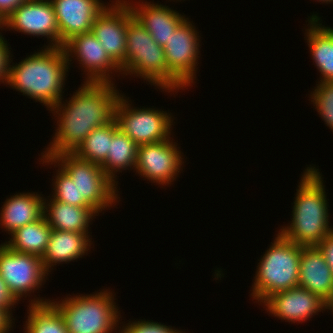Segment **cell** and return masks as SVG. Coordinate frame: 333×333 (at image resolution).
I'll list each match as a JSON object with an SVG mask.
<instances>
[{
  "instance_id": "obj_1",
  "label": "cell",
  "mask_w": 333,
  "mask_h": 333,
  "mask_svg": "<svg viewBox=\"0 0 333 333\" xmlns=\"http://www.w3.org/2000/svg\"><path fill=\"white\" fill-rule=\"evenodd\" d=\"M113 82H85L69 101L62 99L52 108L58 118L53 140L43 154L52 158L73 153L95 129L115 119V107L121 96Z\"/></svg>"
},
{
  "instance_id": "obj_2",
  "label": "cell",
  "mask_w": 333,
  "mask_h": 333,
  "mask_svg": "<svg viewBox=\"0 0 333 333\" xmlns=\"http://www.w3.org/2000/svg\"><path fill=\"white\" fill-rule=\"evenodd\" d=\"M39 51L9 65L7 84L50 110L63 99L69 65L62 47L46 46Z\"/></svg>"
},
{
  "instance_id": "obj_3",
  "label": "cell",
  "mask_w": 333,
  "mask_h": 333,
  "mask_svg": "<svg viewBox=\"0 0 333 333\" xmlns=\"http://www.w3.org/2000/svg\"><path fill=\"white\" fill-rule=\"evenodd\" d=\"M318 170L311 165L305 169L296 190L291 224L279 231L300 246H317L333 231L328 221L325 186Z\"/></svg>"
},
{
  "instance_id": "obj_4",
  "label": "cell",
  "mask_w": 333,
  "mask_h": 333,
  "mask_svg": "<svg viewBox=\"0 0 333 333\" xmlns=\"http://www.w3.org/2000/svg\"><path fill=\"white\" fill-rule=\"evenodd\" d=\"M122 74L141 76L165 92L186 88L168 70L163 47L133 15L128 18L126 28V59Z\"/></svg>"
},
{
  "instance_id": "obj_5",
  "label": "cell",
  "mask_w": 333,
  "mask_h": 333,
  "mask_svg": "<svg viewBox=\"0 0 333 333\" xmlns=\"http://www.w3.org/2000/svg\"><path fill=\"white\" fill-rule=\"evenodd\" d=\"M276 236L258 263L252 285L253 300L260 304L274 293L298 286L301 246L280 232Z\"/></svg>"
},
{
  "instance_id": "obj_6",
  "label": "cell",
  "mask_w": 333,
  "mask_h": 333,
  "mask_svg": "<svg viewBox=\"0 0 333 333\" xmlns=\"http://www.w3.org/2000/svg\"><path fill=\"white\" fill-rule=\"evenodd\" d=\"M108 291L52 302L63 316L68 333H112L117 329L121 316L113 293Z\"/></svg>"
},
{
  "instance_id": "obj_7",
  "label": "cell",
  "mask_w": 333,
  "mask_h": 333,
  "mask_svg": "<svg viewBox=\"0 0 333 333\" xmlns=\"http://www.w3.org/2000/svg\"><path fill=\"white\" fill-rule=\"evenodd\" d=\"M40 160L60 167L70 176L78 189V207H92L98 214L118 202V190L98 164L78 158L73 153H61ZM117 192V193H116Z\"/></svg>"
},
{
  "instance_id": "obj_8",
  "label": "cell",
  "mask_w": 333,
  "mask_h": 333,
  "mask_svg": "<svg viewBox=\"0 0 333 333\" xmlns=\"http://www.w3.org/2000/svg\"><path fill=\"white\" fill-rule=\"evenodd\" d=\"M127 100L121 95L115 107V120L123 133L137 145L161 142L170 138L173 125L171 114L155 108L133 109Z\"/></svg>"
},
{
  "instance_id": "obj_9",
  "label": "cell",
  "mask_w": 333,
  "mask_h": 333,
  "mask_svg": "<svg viewBox=\"0 0 333 333\" xmlns=\"http://www.w3.org/2000/svg\"><path fill=\"white\" fill-rule=\"evenodd\" d=\"M48 274L41 257L0 244V275L18 300L39 289Z\"/></svg>"
},
{
  "instance_id": "obj_10",
  "label": "cell",
  "mask_w": 333,
  "mask_h": 333,
  "mask_svg": "<svg viewBox=\"0 0 333 333\" xmlns=\"http://www.w3.org/2000/svg\"><path fill=\"white\" fill-rule=\"evenodd\" d=\"M170 138L137 146L135 171L152 183L169 185L182 169L183 155Z\"/></svg>"
},
{
  "instance_id": "obj_11",
  "label": "cell",
  "mask_w": 333,
  "mask_h": 333,
  "mask_svg": "<svg viewBox=\"0 0 333 333\" xmlns=\"http://www.w3.org/2000/svg\"><path fill=\"white\" fill-rule=\"evenodd\" d=\"M192 24L186 18L163 46L168 70L185 87L190 86L196 79V67L200 55L199 32Z\"/></svg>"
},
{
  "instance_id": "obj_12",
  "label": "cell",
  "mask_w": 333,
  "mask_h": 333,
  "mask_svg": "<svg viewBox=\"0 0 333 333\" xmlns=\"http://www.w3.org/2000/svg\"><path fill=\"white\" fill-rule=\"evenodd\" d=\"M62 48L68 65L72 61L71 57L76 56L81 68L85 69V82H112V75H109L113 74L112 71L122 73L91 31L71 37Z\"/></svg>"
},
{
  "instance_id": "obj_13",
  "label": "cell",
  "mask_w": 333,
  "mask_h": 333,
  "mask_svg": "<svg viewBox=\"0 0 333 333\" xmlns=\"http://www.w3.org/2000/svg\"><path fill=\"white\" fill-rule=\"evenodd\" d=\"M108 6L96 17L91 32L123 71L126 59V28L132 11L125 0H116L110 4L111 7Z\"/></svg>"
},
{
  "instance_id": "obj_14",
  "label": "cell",
  "mask_w": 333,
  "mask_h": 333,
  "mask_svg": "<svg viewBox=\"0 0 333 333\" xmlns=\"http://www.w3.org/2000/svg\"><path fill=\"white\" fill-rule=\"evenodd\" d=\"M4 26L31 36H46L48 47H59V30L50 0H26L5 20Z\"/></svg>"
},
{
  "instance_id": "obj_15",
  "label": "cell",
  "mask_w": 333,
  "mask_h": 333,
  "mask_svg": "<svg viewBox=\"0 0 333 333\" xmlns=\"http://www.w3.org/2000/svg\"><path fill=\"white\" fill-rule=\"evenodd\" d=\"M263 303L267 312L289 323L306 321L327 309L325 300L300 286L274 293Z\"/></svg>"
},
{
  "instance_id": "obj_16",
  "label": "cell",
  "mask_w": 333,
  "mask_h": 333,
  "mask_svg": "<svg viewBox=\"0 0 333 333\" xmlns=\"http://www.w3.org/2000/svg\"><path fill=\"white\" fill-rule=\"evenodd\" d=\"M59 30V47L77 34L90 32L106 5L100 0H50Z\"/></svg>"
},
{
  "instance_id": "obj_17",
  "label": "cell",
  "mask_w": 333,
  "mask_h": 333,
  "mask_svg": "<svg viewBox=\"0 0 333 333\" xmlns=\"http://www.w3.org/2000/svg\"><path fill=\"white\" fill-rule=\"evenodd\" d=\"M298 286L327 303L333 296V273L318 246H301Z\"/></svg>"
},
{
  "instance_id": "obj_18",
  "label": "cell",
  "mask_w": 333,
  "mask_h": 333,
  "mask_svg": "<svg viewBox=\"0 0 333 333\" xmlns=\"http://www.w3.org/2000/svg\"><path fill=\"white\" fill-rule=\"evenodd\" d=\"M125 2L131 9L132 15L162 47L165 46L176 28L186 19L185 15L179 14L166 5L151 4L147 1L145 3L138 2V5L127 0Z\"/></svg>"
},
{
  "instance_id": "obj_19",
  "label": "cell",
  "mask_w": 333,
  "mask_h": 333,
  "mask_svg": "<svg viewBox=\"0 0 333 333\" xmlns=\"http://www.w3.org/2000/svg\"><path fill=\"white\" fill-rule=\"evenodd\" d=\"M89 237L85 233L52 230L47 249L41 258L45 270L51 272L57 263L74 261L87 254L92 244Z\"/></svg>"
},
{
  "instance_id": "obj_20",
  "label": "cell",
  "mask_w": 333,
  "mask_h": 333,
  "mask_svg": "<svg viewBox=\"0 0 333 333\" xmlns=\"http://www.w3.org/2000/svg\"><path fill=\"white\" fill-rule=\"evenodd\" d=\"M44 215L41 194L17 193L6 199L0 213V225L12 234L16 229L39 220Z\"/></svg>"
},
{
  "instance_id": "obj_21",
  "label": "cell",
  "mask_w": 333,
  "mask_h": 333,
  "mask_svg": "<svg viewBox=\"0 0 333 333\" xmlns=\"http://www.w3.org/2000/svg\"><path fill=\"white\" fill-rule=\"evenodd\" d=\"M44 199V217L52 230L89 234L88 227L93 217L98 216L92 207H77L53 198Z\"/></svg>"
},
{
  "instance_id": "obj_22",
  "label": "cell",
  "mask_w": 333,
  "mask_h": 333,
  "mask_svg": "<svg viewBox=\"0 0 333 333\" xmlns=\"http://www.w3.org/2000/svg\"><path fill=\"white\" fill-rule=\"evenodd\" d=\"M317 14L308 19L310 26L306 29V39L312 59L319 72L321 82L333 81V28L322 26Z\"/></svg>"
},
{
  "instance_id": "obj_23",
  "label": "cell",
  "mask_w": 333,
  "mask_h": 333,
  "mask_svg": "<svg viewBox=\"0 0 333 333\" xmlns=\"http://www.w3.org/2000/svg\"><path fill=\"white\" fill-rule=\"evenodd\" d=\"M52 229L44 215L37 221L16 229L10 241L4 244L15 252L37 255L42 258L50 239Z\"/></svg>"
},
{
  "instance_id": "obj_24",
  "label": "cell",
  "mask_w": 333,
  "mask_h": 333,
  "mask_svg": "<svg viewBox=\"0 0 333 333\" xmlns=\"http://www.w3.org/2000/svg\"><path fill=\"white\" fill-rule=\"evenodd\" d=\"M28 307L26 333H68L63 316L51 300L37 297Z\"/></svg>"
},
{
  "instance_id": "obj_25",
  "label": "cell",
  "mask_w": 333,
  "mask_h": 333,
  "mask_svg": "<svg viewBox=\"0 0 333 333\" xmlns=\"http://www.w3.org/2000/svg\"><path fill=\"white\" fill-rule=\"evenodd\" d=\"M137 144L120 129L112 136L109 153L105 163L101 166L106 176L117 185V172H122L127 168L135 170L137 157ZM130 167V168H129Z\"/></svg>"
},
{
  "instance_id": "obj_26",
  "label": "cell",
  "mask_w": 333,
  "mask_h": 333,
  "mask_svg": "<svg viewBox=\"0 0 333 333\" xmlns=\"http://www.w3.org/2000/svg\"><path fill=\"white\" fill-rule=\"evenodd\" d=\"M116 120L95 128L73 152L78 158L102 166L109 153L113 134L118 130Z\"/></svg>"
},
{
  "instance_id": "obj_27",
  "label": "cell",
  "mask_w": 333,
  "mask_h": 333,
  "mask_svg": "<svg viewBox=\"0 0 333 333\" xmlns=\"http://www.w3.org/2000/svg\"><path fill=\"white\" fill-rule=\"evenodd\" d=\"M316 85H318L317 88L315 87L310 95L311 102H313L325 124L333 130V81H319Z\"/></svg>"
},
{
  "instance_id": "obj_28",
  "label": "cell",
  "mask_w": 333,
  "mask_h": 333,
  "mask_svg": "<svg viewBox=\"0 0 333 333\" xmlns=\"http://www.w3.org/2000/svg\"><path fill=\"white\" fill-rule=\"evenodd\" d=\"M58 170L53 182L54 200L78 207V189L70 176L58 165Z\"/></svg>"
},
{
  "instance_id": "obj_29",
  "label": "cell",
  "mask_w": 333,
  "mask_h": 333,
  "mask_svg": "<svg viewBox=\"0 0 333 333\" xmlns=\"http://www.w3.org/2000/svg\"><path fill=\"white\" fill-rule=\"evenodd\" d=\"M117 333V331H115ZM119 333H183L181 330L173 329L170 326L151 321L129 322L127 325L120 327Z\"/></svg>"
},
{
  "instance_id": "obj_30",
  "label": "cell",
  "mask_w": 333,
  "mask_h": 333,
  "mask_svg": "<svg viewBox=\"0 0 333 333\" xmlns=\"http://www.w3.org/2000/svg\"><path fill=\"white\" fill-rule=\"evenodd\" d=\"M0 33V82L7 84L9 78V65L12 62L10 48L6 43L4 37Z\"/></svg>"
},
{
  "instance_id": "obj_31",
  "label": "cell",
  "mask_w": 333,
  "mask_h": 333,
  "mask_svg": "<svg viewBox=\"0 0 333 333\" xmlns=\"http://www.w3.org/2000/svg\"><path fill=\"white\" fill-rule=\"evenodd\" d=\"M19 300L15 297V295L11 292L5 280L0 275V309L5 310L10 316L12 307Z\"/></svg>"
},
{
  "instance_id": "obj_32",
  "label": "cell",
  "mask_w": 333,
  "mask_h": 333,
  "mask_svg": "<svg viewBox=\"0 0 333 333\" xmlns=\"http://www.w3.org/2000/svg\"><path fill=\"white\" fill-rule=\"evenodd\" d=\"M317 246L322 251L325 260L333 273V231L328 234Z\"/></svg>"
},
{
  "instance_id": "obj_33",
  "label": "cell",
  "mask_w": 333,
  "mask_h": 333,
  "mask_svg": "<svg viewBox=\"0 0 333 333\" xmlns=\"http://www.w3.org/2000/svg\"><path fill=\"white\" fill-rule=\"evenodd\" d=\"M26 0H0V16L5 20L13 11H15Z\"/></svg>"
},
{
  "instance_id": "obj_34",
  "label": "cell",
  "mask_w": 333,
  "mask_h": 333,
  "mask_svg": "<svg viewBox=\"0 0 333 333\" xmlns=\"http://www.w3.org/2000/svg\"><path fill=\"white\" fill-rule=\"evenodd\" d=\"M15 320L12 319V316H10L5 310L0 309V333H9L10 330H12V323Z\"/></svg>"
},
{
  "instance_id": "obj_35",
  "label": "cell",
  "mask_w": 333,
  "mask_h": 333,
  "mask_svg": "<svg viewBox=\"0 0 333 333\" xmlns=\"http://www.w3.org/2000/svg\"><path fill=\"white\" fill-rule=\"evenodd\" d=\"M327 309L332 310L331 312H333V296L331 297V299L327 303Z\"/></svg>"
},
{
  "instance_id": "obj_36",
  "label": "cell",
  "mask_w": 333,
  "mask_h": 333,
  "mask_svg": "<svg viewBox=\"0 0 333 333\" xmlns=\"http://www.w3.org/2000/svg\"><path fill=\"white\" fill-rule=\"evenodd\" d=\"M4 29V20L2 19V17L0 16V29Z\"/></svg>"
},
{
  "instance_id": "obj_37",
  "label": "cell",
  "mask_w": 333,
  "mask_h": 333,
  "mask_svg": "<svg viewBox=\"0 0 333 333\" xmlns=\"http://www.w3.org/2000/svg\"><path fill=\"white\" fill-rule=\"evenodd\" d=\"M317 1H319V2H321L322 1V3L324 2V3H333V0H317Z\"/></svg>"
}]
</instances>
